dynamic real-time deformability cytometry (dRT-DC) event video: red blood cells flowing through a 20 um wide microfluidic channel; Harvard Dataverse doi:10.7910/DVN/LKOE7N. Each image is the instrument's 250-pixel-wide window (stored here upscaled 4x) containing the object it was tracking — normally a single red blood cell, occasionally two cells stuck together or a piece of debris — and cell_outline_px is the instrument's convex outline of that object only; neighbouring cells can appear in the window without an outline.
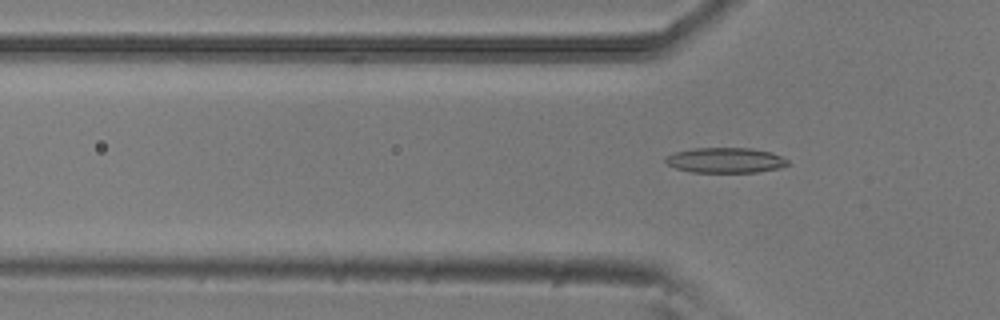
{"species": "common noctule bat (a hibernating species)", "species_latin": "Nyctalus noctula", "temperature_condition": "room temperature", "stored_images_in_passage": 4, "camera_frame_rate_fps": 3000, "um_per_image_px": 0.085, "animal": {"sex": "male", "body_mass_g": 20.5, "forearm_length_mm": 52.5}, "frame": {"image": 1, "passage_image": 4, "time_ms": 1.0, "image_size_px": [1000, 320], "cell_outline_px": [[788, 164], [780, 168], [756, 172], [692, 172], [676, 168], [668, 164], [664, 160], [664, 156], [676, 152], [692, 148], [752, 148], [772, 152], [788, 160]], "centroid_in_image_um": [61.65, 13.61], "position_along_channel_um": 64.1, "area_um2": 17.98}}